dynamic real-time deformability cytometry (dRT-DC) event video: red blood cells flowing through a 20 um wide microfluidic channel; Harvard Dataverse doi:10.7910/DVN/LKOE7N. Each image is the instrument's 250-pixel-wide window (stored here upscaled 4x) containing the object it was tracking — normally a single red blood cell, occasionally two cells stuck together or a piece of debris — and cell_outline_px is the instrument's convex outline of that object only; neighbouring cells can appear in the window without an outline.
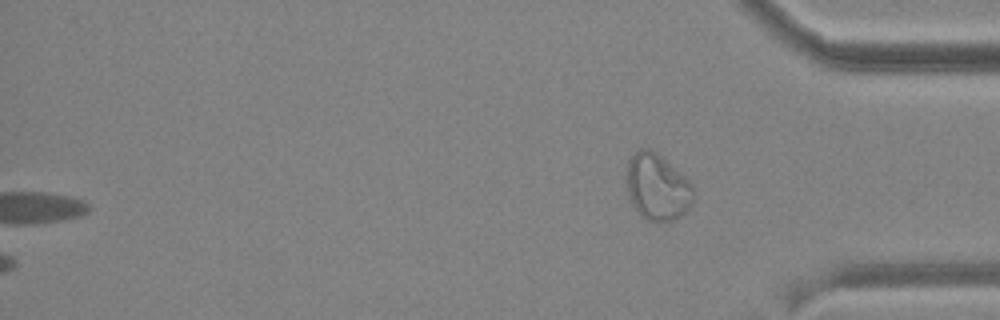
{"species": "common noctule bat (a hibernating species)", "species_latin": "Nyctalus noctula", "temperature_condition": "cold", "stored_images_in_passage": 21, "camera_frame_rate_fps": 3000, "um_per_image_px": 0.085, "animal": {"sex": "male", "body_mass_g": 19.2, "forearm_length_mm": 51.8}, "frame": {"image": 1, "passage_image": 21, "time_ms": 25.0, "image_size_px": [1000, 320], "cell_outline_px": [[692, 200], [688, 208], [680, 216], [672, 220], [648, 220], [640, 216], [632, 204], [628, 196], [624, 180], [628, 160], [640, 148], [652, 148], [680, 172], [692, 184]], "centroid_in_image_um": [55.8, 15.86], "position_along_channel_um": 379.4, "area_um2": 25.95}}